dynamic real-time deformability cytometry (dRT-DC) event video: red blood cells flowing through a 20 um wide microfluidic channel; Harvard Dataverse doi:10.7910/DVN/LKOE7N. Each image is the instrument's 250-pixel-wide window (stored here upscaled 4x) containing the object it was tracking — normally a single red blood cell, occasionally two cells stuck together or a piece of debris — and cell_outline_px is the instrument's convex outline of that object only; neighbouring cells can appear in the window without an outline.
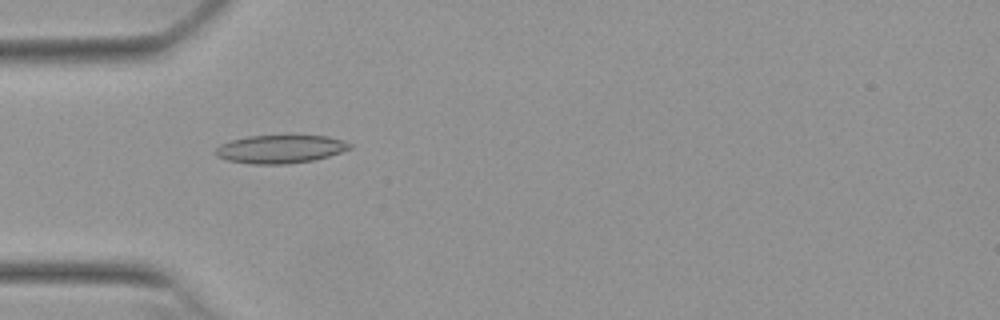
{"species": "Egyptian fruit bat (a non-hibernating species)", "species_latin": "Rousettus aegyptiacus", "temperature_condition": "warm", "stored_images_in_passage": 37, "camera_frame_rate_fps": 3000, "um_per_image_px": 0.085, "animal": {"sex": "female"}, "frame": {"image": 1, "passage_image": 7, "time_ms": 2.0, "image_size_px": [1000, 320], "cell_outline_px": [[352, 148], [316, 160], [288, 164], [248, 164], [228, 160], [216, 156], [212, 152], [220, 144], [232, 140], [248, 136], [328, 136], [344, 140], [352, 144]], "centroid_in_image_um": [23.82, 12.68], "position_along_channel_um": 61.2, "area_um2": 22.2}}
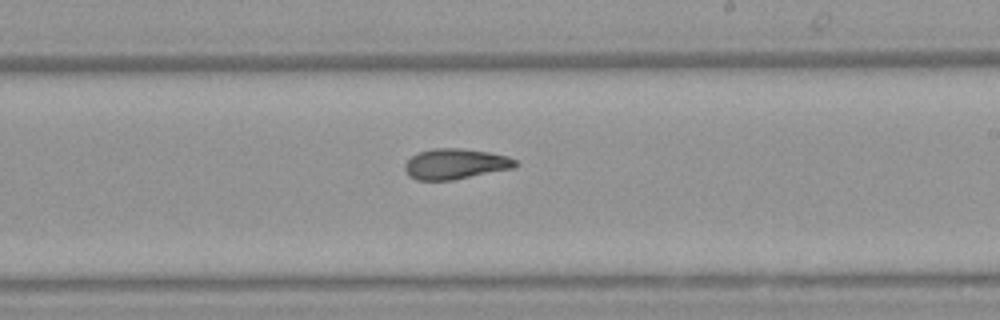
{"frame": {"image": 2, "passage_image": 22, "time_ms": 7.0, "image_size_px": [1000, 320], "cell_outline_px": [[520, 164], [516, 168], [452, 180], [416, 180], [408, 176], [404, 168], [404, 164], [416, 152], [432, 148], [460, 148], [488, 152], [508, 156], [516, 160]], "centroid_in_image_um": [38.72, 13.93], "position_along_channel_um": 250.3, "area_um2": 19.94}}
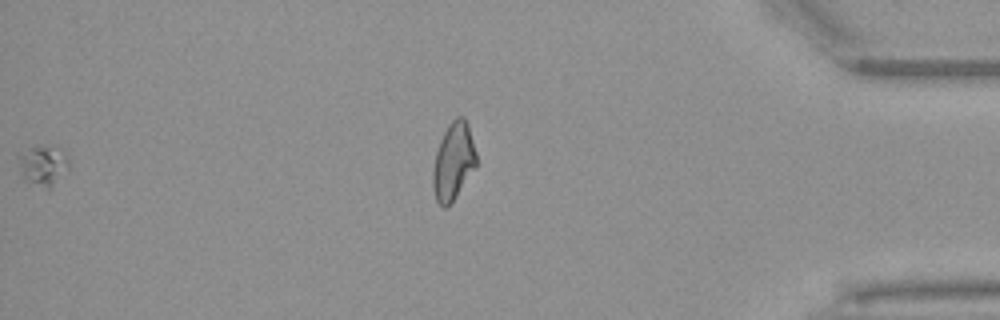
{"frame": {"image": 3, "passage_image": 36, "time_ms": 11.667, "image_size_px": [1000, 320], "cell_outline_px": [[68, 168], [52, 188], [48, 192], [24, 180], [20, 172], [16, 156], [16, 152], [28, 148], [56, 144], [64, 148], [68, 156]], "centroid_in_image_um": [3.65, 14.04], "position_along_channel_um": 431.6, "area_um2": 12.77}, "authors_computed_cell_mechanics": {"area_um2": 19.941, "velocity_mm_per_s": 3.8293, "shape_relaxation_time_tau1_ms": null, "shape_relaxation_time_tau2_ms": 2.5056, "deformation_change_tau1": null, "deformation_change_tau2": 0.0886}}